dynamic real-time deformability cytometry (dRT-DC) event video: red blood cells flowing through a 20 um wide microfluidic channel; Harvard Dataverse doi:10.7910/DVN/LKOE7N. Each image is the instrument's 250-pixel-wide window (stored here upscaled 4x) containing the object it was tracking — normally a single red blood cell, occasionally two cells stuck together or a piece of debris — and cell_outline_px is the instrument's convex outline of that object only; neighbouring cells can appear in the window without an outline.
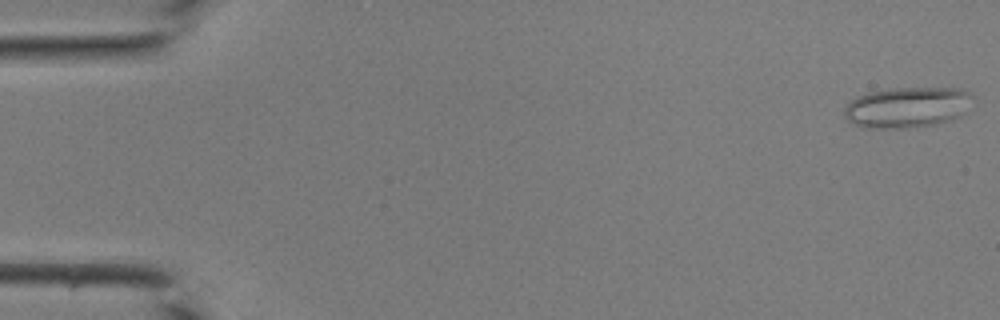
{"species": "common noctule bat (a hibernating species)", "species_latin": "Nyctalus noctula", "temperature_condition": "room temperature", "stored_images_in_passage": 42, "camera_frame_rate_fps": 3000, "um_per_image_px": 0.085, "animal": {"sex": "male", "body_mass_g": 19.0, "forearm_length_mm": 50.8}, "frame": {"image": 1, "passage_image": 1, "time_ms": 0.0, "image_size_px": [1000, 320], "cell_outline_px": [[972, 96], [964, 112], [960, 116], [952, 120], [932, 124], [908, 128], [864, 128], [848, 120], [844, 116], [844, 108], [856, 96], [868, 92], [892, 88], [960, 88], [968, 92]], "centroid_in_image_um": [77.08, 9.12], "position_along_channel_um": 7.9, "area_um2": 30.29}}
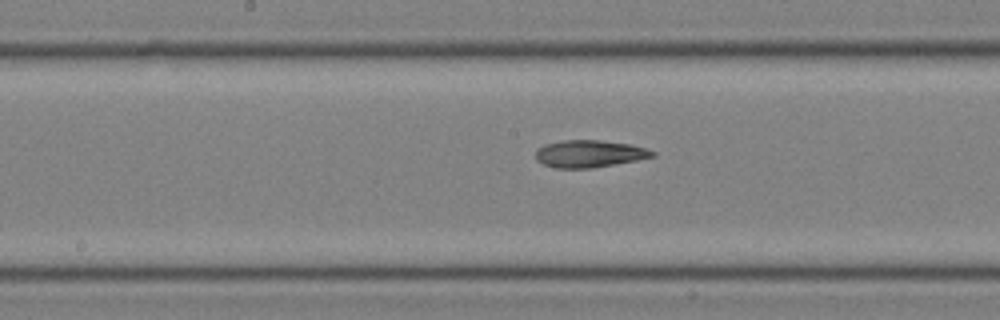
{"frame": {"image": 2, "passage_image": 22, "time_ms": 7.0, "image_size_px": [1000, 320], "cell_outline_px": [[656, 156], [636, 160], [592, 168], [556, 168], [544, 164], [536, 160], [536, 148], [544, 144], [564, 140], [600, 140], [628, 144], [644, 148], [656, 152]], "centroid_in_image_um": [50.06, 13.06], "position_along_channel_um": 198.1, "area_um2": 18.44}}
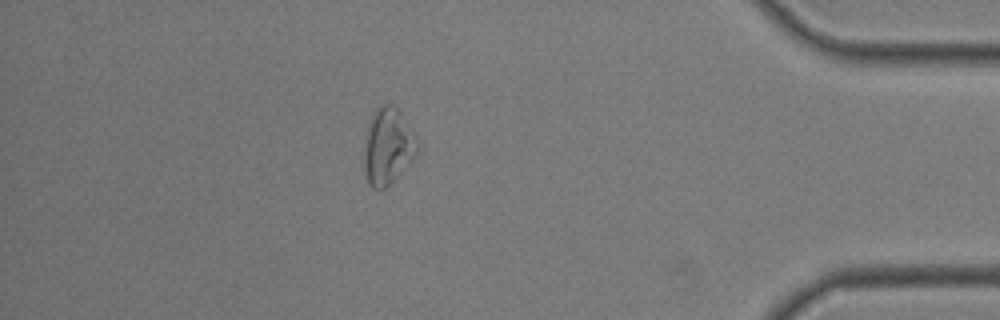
{"frame": {"image": 3, "passage_image": 37, "time_ms": 12.0, "image_size_px": [1000, 320], "cell_outline_px": [[420, 148], [416, 156], [384, 188], [372, 188], [368, 184], [364, 172], [364, 148], [368, 128], [372, 116], [376, 108], [380, 104], [392, 104], [400, 112], [412, 128]], "centroid_in_image_um": [32.98, 12.42], "position_along_channel_um": 402.2, "area_um2": 23.52}}